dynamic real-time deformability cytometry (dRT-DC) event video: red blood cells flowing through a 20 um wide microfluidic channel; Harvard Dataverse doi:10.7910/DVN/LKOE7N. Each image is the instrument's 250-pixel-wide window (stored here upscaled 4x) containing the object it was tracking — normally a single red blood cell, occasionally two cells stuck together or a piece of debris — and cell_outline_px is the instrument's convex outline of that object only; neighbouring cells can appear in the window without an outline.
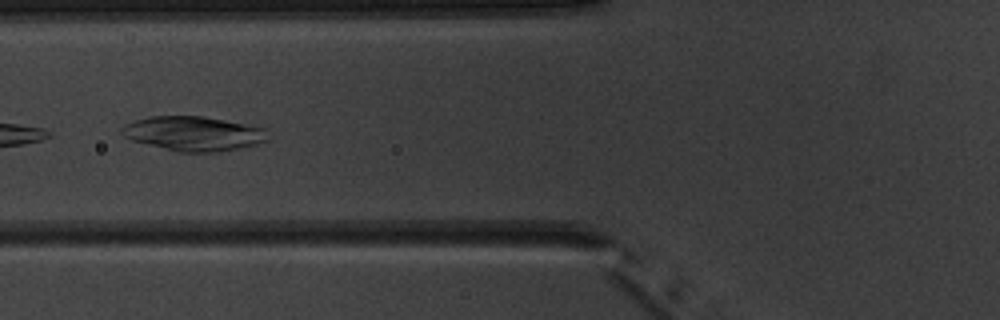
{"species": "common noctule bat (a hibernating species)", "species_latin": "Nyctalus noctula", "temperature_condition": "warm", "stored_images_in_passage": 4, "camera_frame_rate_fps": 3000, "um_per_image_px": 0.085, "animal": {"sex": "male", "body_mass_g": 20.1, "forearm_length_mm": 53.5}, "frame": {"image": 1, "passage_image": 3, "time_ms": 2.667, "image_size_px": [1000, 320], "cell_outline_px": [[268, 140], [256, 144], [240, 148], [216, 152], [180, 152], [132, 140], [124, 136], [120, 132], [120, 128], [124, 124], [148, 116], [204, 116], [264, 128]], "centroid_in_image_um": [16.41, 11.35], "position_along_channel_um": 109.4, "area_um2": 29.07}}